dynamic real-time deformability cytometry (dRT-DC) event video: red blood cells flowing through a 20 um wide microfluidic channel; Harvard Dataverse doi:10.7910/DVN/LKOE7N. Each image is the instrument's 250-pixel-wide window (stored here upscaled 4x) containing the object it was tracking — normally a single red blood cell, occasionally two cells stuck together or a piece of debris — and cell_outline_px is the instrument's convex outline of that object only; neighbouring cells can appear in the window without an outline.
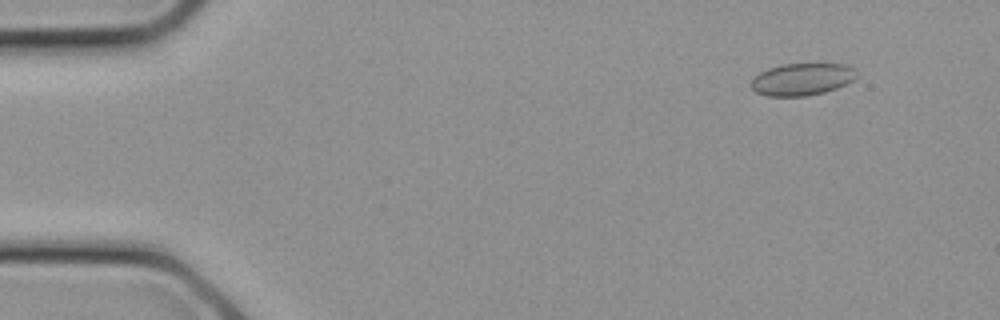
{"species": "common noctule bat (a hibernating species)", "species_latin": "Nyctalus noctula", "temperature_condition": "cold", "stored_images_in_passage": 18, "camera_frame_rate_fps": 3000, "um_per_image_px": 0.085, "animal": {"sex": "female", "body_mass_g": 21.9}, "frame": {"image": 1, "passage_image": 2, "time_ms": 0.333, "image_size_px": [1000, 320], "cell_outline_px": [[856, 76], [852, 80], [836, 88], [824, 92], [804, 96], [768, 96], [756, 92], [748, 84], [760, 72], [768, 68], [784, 64], [848, 64], [856, 68]], "centroid_in_image_um": [68.16, 6.73], "position_along_channel_um": 16.8, "area_um2": 19.71}}
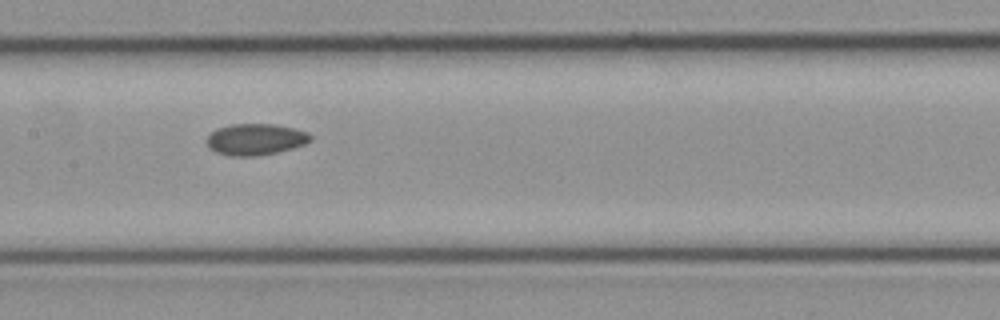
{"frame": {"image": 2, "passage_image": 12, "time_ms": 3.667, "image_size_px": [1000, 320], "cell_outline_px": [[312, 140], [304, 144], [292, 148], [276, 152], [256, 156], [232, 156], [216, 152], [208, 148], [208, 136], [216, 128], [232, 124], [276, 124], [308, 132], [312, 136]], "centroid_in_image_um": [21.72, 11.84], "position_along_channel_um": 185.7, "area_um2": 18.9}}
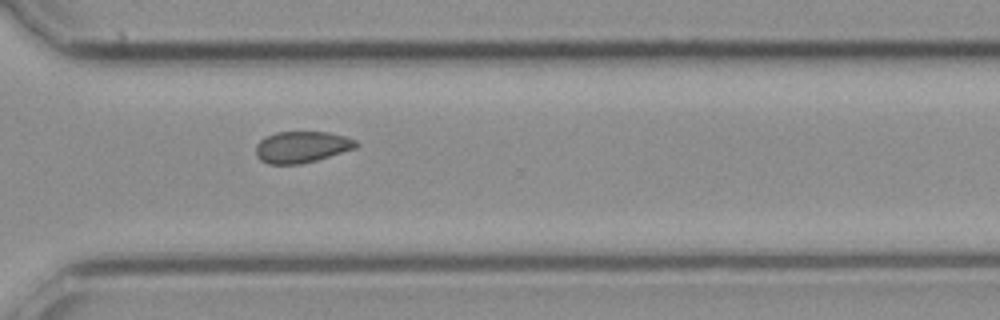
{"frame": {"image": 3, "passage_image": 18, "time_ms": 5.667, "image_size_px": [1000, 320], "cell_outline_px": [[360, 144], [356, 148], [316, 160], [300, 164], [268, 164], [260, 160], [256, 156], [256, 144], [264, 136], [276, 132], [328, 132], [344, 136], [356, 140]], "centroid_in_image_um": [25.63, 12.49], "position_along_channel_um": 345.0, "area_um2": 18.44}}